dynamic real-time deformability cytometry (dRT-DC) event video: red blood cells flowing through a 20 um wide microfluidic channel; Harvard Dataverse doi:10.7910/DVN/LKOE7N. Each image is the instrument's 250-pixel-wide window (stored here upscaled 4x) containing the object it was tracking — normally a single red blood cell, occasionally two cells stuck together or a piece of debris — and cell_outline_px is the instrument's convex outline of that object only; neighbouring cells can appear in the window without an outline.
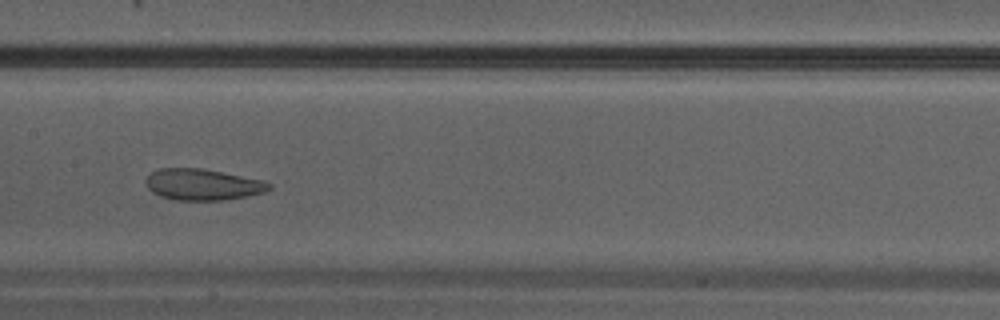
{"species": "Egyptian fruit bat (a non-hibernating species)", "species_latin": "Rousettus aegyptiacus", "temperature_condition": "warm", "stored_images_in_passage": 15, "camera_frame_rate_fps": 3000, "um_per_image_px": 0.085, "animal": {"sex": "male"}, "frame": {"image": 1, "passage_image": 13, "time_ms": 4.0, "image_size_px": [1000, 320], "cell_outline_px": [[272, 188], [264, 192], [248, 196], [224, 200], [176, 200], [160, 196], [152, 192], [148, 188], [144, 180], [152, 172], [160, 168], [204, 168], [264, 180], [272, 184]], "centroid_in_image_um": [17.25, 15.68], "position_along_channel_um": 190.1, "area_um2": 22.66}}
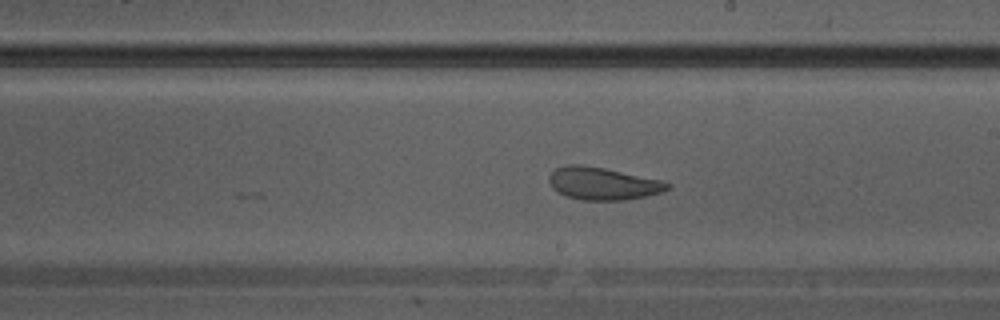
{"frame": {"image": 2, "passage_image": 15, "time_ms": 4.667, "image_size_px": [1000, 320], "cell_outline_px": [[672, 188], [664, 192], [624, 200], [584, 200], [564, 196], [556, 192], [552, 188], [548, 180], [548, 176], [556, 168], [568, 164], [580, 164], [604, 168], [660, 180], [672, 184]], "centroid_in_image_um": [51.22, 15.6], "position_along_channel_um": 237.8, "area_um2": 22.54}}